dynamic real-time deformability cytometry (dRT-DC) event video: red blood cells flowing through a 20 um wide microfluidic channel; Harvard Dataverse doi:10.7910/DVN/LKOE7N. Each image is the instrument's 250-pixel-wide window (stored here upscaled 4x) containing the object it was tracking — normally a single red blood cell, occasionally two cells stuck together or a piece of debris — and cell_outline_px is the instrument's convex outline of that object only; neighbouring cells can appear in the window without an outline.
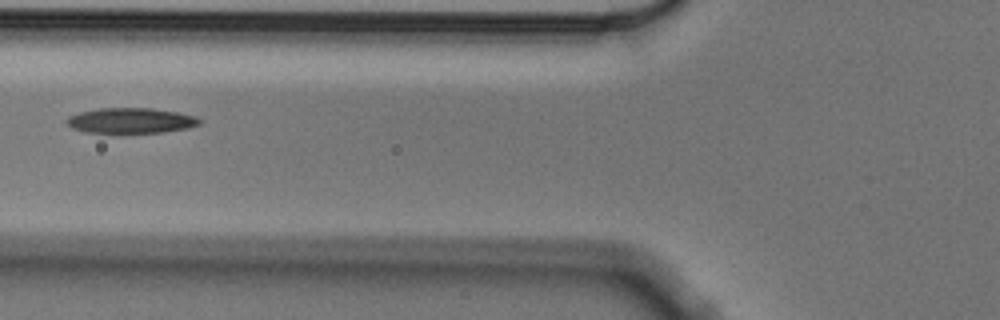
{"species": "Egyptian fruit bat (a non-hibernating species)", "species_latin": "Rousettus aegyptiacus", "temperature_condition": "cold", "stored_images_in_passage": 2, "camera_frame_rate_fps": 3000, "um_per_image_px": 0.085, "animal": {"sex": "male"}, "frame": {"image": 1, "passage_image": 2, "time_ms": 0.333, "image_size_px": [1000, 320], "cell_outline_px": [[204, 120], [200, 124], [188, 128], [164, 132], [120, 136], [84, 132], [72, 128], [64, 120], [68, 116], [80, 112], [100, 108], [152, 108], [176, 112], [196, 116]], "centroid_in_image_um": [11.1, 10.3], "position_along_channel_um": 114.7, "area_um2": 20.75}}